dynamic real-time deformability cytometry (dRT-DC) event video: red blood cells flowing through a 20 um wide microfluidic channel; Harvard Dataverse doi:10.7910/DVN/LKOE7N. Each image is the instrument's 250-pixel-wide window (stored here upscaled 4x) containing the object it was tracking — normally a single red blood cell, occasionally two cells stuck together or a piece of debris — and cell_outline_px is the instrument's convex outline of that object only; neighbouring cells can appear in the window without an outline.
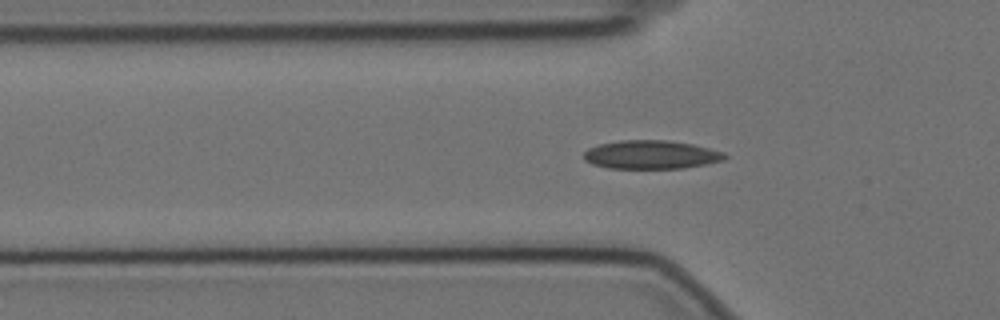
{"species": "Egyptian fruit bat (a non-hibernating species)", "species_latin": "Rousettus aegyptiacus", "temperature_condition": "cold", "stored_images_in_passage": 47, "camera_frame_rate_fps": 3000, "um_per_image_px": 0.085, "animal": {"sex": "female"}, "frame": {"image": 1, "passage_image": 7, "time_ms": 2.0, "image_size_px": [1000, 320], "cell_outline_px": [[728, 156], [724, 160], [684, 168], [608, 168], [592, 164], [584, 160], [584, 152], [588, 148], [600, 144], [620, 140], [668, 140], [692, 144], [724, 152]], "centroid_in_image_um": [55.33, 13.14], "position_along_channel_um": 70.5, "area_um2": 23.41}}
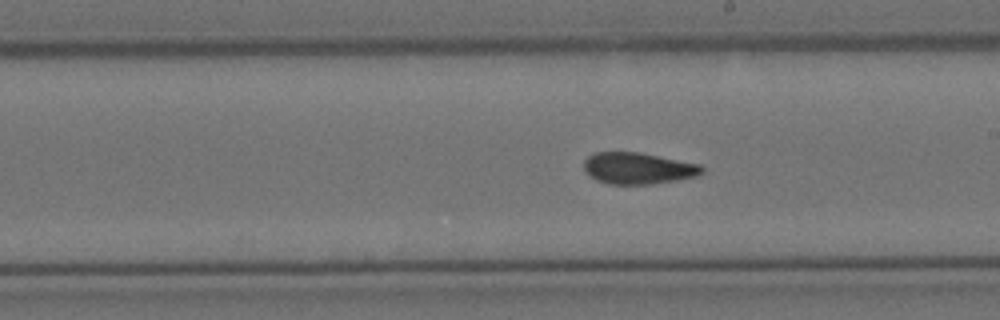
{"frame": {"image": 2, "passage_image": 21, "time_ms": 6.667, "image_size_px": [1000, 320], "cell_outline_px": [[704, 172], [696, 176], [676, 180], [652, 184], [608, 184], [596, 180], [588, 176], [584, 168], [584, 160], [588, 156], [596, 152], [636, 152], [700, 164], [704, 168]], "centroid_in_image_um": [54.21, 14.31], "position_along_channel_um": 234.8, "area_um2": 21.62}}
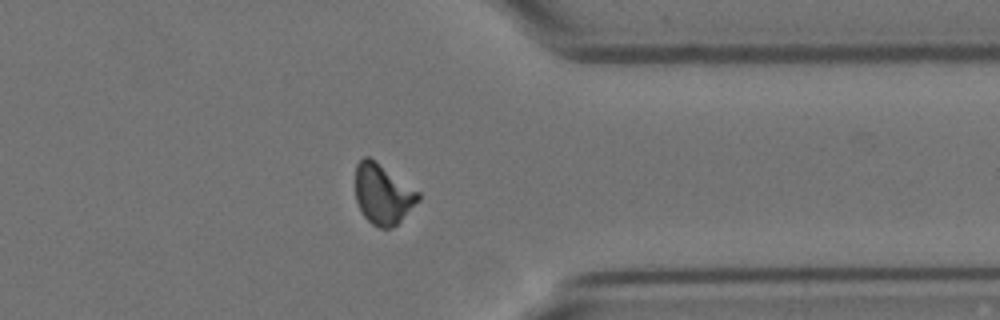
{"frame": {"image": 3, "passage_image": 34, "time_ms": 11.0, "image_size_px": [1000, 320], "cell_outline_px": [[420, 200], [392, 228], [380, 228], [372, 224], [364, 216], [356, 200], [356, 164], [364, 156], [368, 156], [376, 160], [420, 192]], "centroid_in_image_um": [32.55, 16.47], "position_along_channel_um": 378.9, "area_um2": 22.02}, "authors_computed_cell_mechanics": {"area_um2": 22.0218, "velocity_mm_per_s": 3.5071, "shape_relaxation_time_tau1_ms": 9.7052, "shape_relaxation_time_tau2_ms": 3.0427, "deformation_change_tau1": 0.1892, "deformation_change_tau2": 0.0674}}